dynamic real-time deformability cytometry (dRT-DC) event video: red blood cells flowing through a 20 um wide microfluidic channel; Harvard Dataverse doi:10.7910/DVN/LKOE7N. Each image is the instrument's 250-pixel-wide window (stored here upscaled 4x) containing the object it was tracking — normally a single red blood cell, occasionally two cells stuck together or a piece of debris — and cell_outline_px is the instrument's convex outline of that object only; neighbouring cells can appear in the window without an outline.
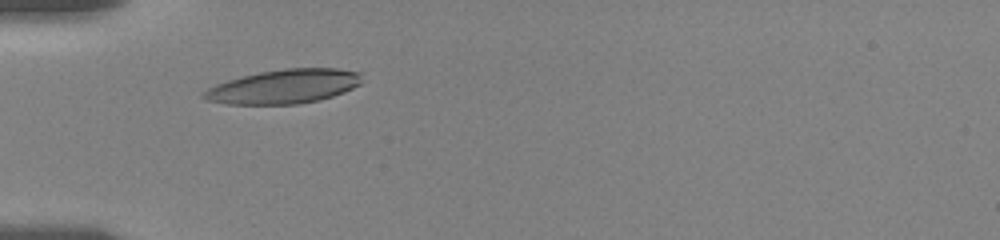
{"species": "human", "species_latin": "Homo sapiens", "temperature_condition": "room temperature", "stored_images_in_passage": 50, "camera_frame_rate_fps": 3000, "um_per_image_px": 0.085, "donor": {"sex": "female"}, "frame": {"image": 1, "passage_image": 1, "time_ms": 0.0, "image_size_px": [1000, 240], "cell_outline_px": [[364, 72], [360, 84], [344, 92], [320, 100], [300, 104], [228, 104], [208, 100], [200, 96], [200, 92], [216, 84], [228, 80], [260, 72], [284, 68], [336, 68]], "centroid_in_image_um": [24.16, 7.35], "position_along_channel_um": 60.8, "area_um2": 31.62}}
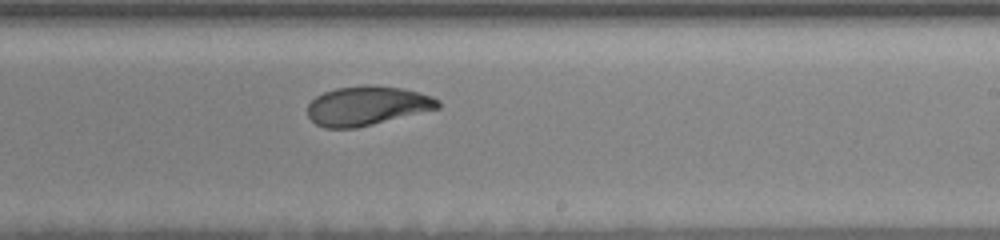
{"frame": {"image": 2, "passage_image": 29, "time_ms": 5.667, "image_size_px": [1000, 240], "cell_outline_px": [[440, 108], [356, 128], [324, 128], [316, 124], [308, 116], [308, 104], [316, 96], [324, 92], [336, 88], [368, 84], [372, 84], [400, 88], [432, 96], [440, 100]], "centroid_in_image_um": [31.19, 8.99], "position_along_channel_um": 257.8, "area_um2": 29.77}}
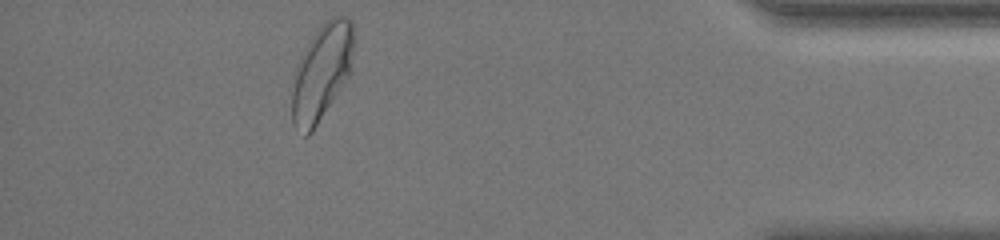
{"frame": {"image": 3, "passage_image": 45, "time_ms": 11.0, "image_size_px": [1000, 240], "cell_outline_px": [[356, 40], [348, 76], [312, 132], [308, 136], [304, 136], [292, 124], [292, 76], [300, 56], [304, 48], [320, 24], [324, 20], [332, 16], [344, 16], [352, 20]], "centroid_in_image_um": [27.33, 6.08], "position_along_channel_um": 407.9, "area_um2": 35.03}, "authors_computed_cell_mechanics": {"area_um2": 30.8074, "velocity_mm_per_s": 3.5872, "shape_relaxation_time_tau1_ms": 4.1483, "shape_relaxation_time_tau2_ms": 2.3269, "deformation_change_tau1": 0.1718, "deformation_change_tau2": 0.0728}}